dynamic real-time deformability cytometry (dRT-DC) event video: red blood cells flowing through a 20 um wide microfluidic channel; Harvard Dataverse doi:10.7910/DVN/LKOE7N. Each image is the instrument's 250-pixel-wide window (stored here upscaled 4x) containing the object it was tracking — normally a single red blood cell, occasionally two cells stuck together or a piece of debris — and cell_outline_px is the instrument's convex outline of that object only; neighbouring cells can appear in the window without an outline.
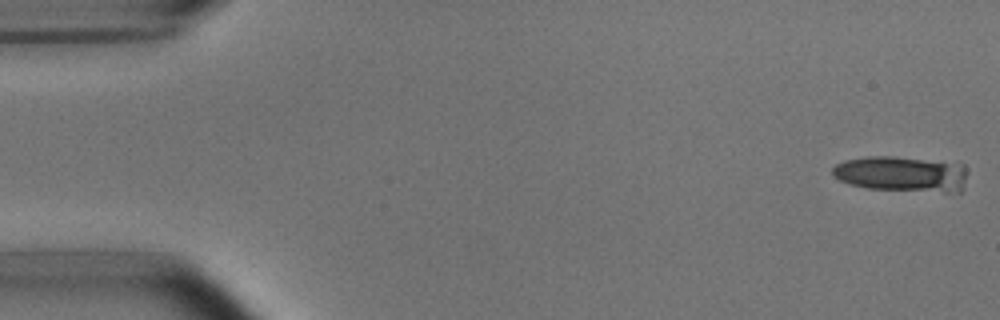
{"species": "common noctule bat (a hibernating species)", "species_latin": "Nyctalus noctula", "temperature_condition": "room temperature", "stored_images_in_passage": 4, "camera_frame_rate_fps": 3000, "um_per_image_px": 0.085, "animal": {"sex": "male", "body_mass_g": 15.6}, "frame": {"image": 1, "passage_image": 1, "time_ms": 0.0, "image_size_px": [1000, 320], "cell_outline_px": [[964, 180], [960, 192], [944, 192], [868, 188], [848, 184], [832, 176], [832, 168], [836, 164], [844, 160], [864, 156], [892, 156], [964, 164]], "centroid_in_image_um": [76.56, 14.78], "position_along_channel_um": 8.4, "area_um2": 27.8}}